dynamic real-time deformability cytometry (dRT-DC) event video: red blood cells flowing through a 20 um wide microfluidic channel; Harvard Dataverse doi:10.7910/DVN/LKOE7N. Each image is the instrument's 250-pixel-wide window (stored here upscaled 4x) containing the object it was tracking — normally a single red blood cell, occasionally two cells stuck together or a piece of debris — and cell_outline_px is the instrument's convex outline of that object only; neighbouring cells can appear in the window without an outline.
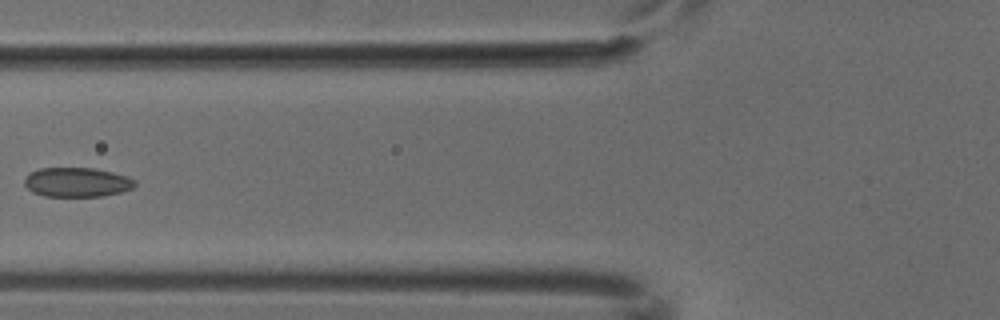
{"species": "common noctule bat (a hibernating species)", "species_latin": "Nyctalus noctula", "temperature_condition": "cold", "stored_images_in_passage": 7, "camera_frame_rate_fps": 3000, "um_per_image_px": 0.085, "animal": {"sex": "male", "body_mass_g": 18.8}, "frame": {"image": 1, "passage_image": 6, "time_ms": 1.667, "image_size_px": [1000, 320], "cell_outline_px": [[136, 184], [132, 188], [120, 192], [104, 196], [44, 196], [32, 192], [24, 184], [24, 180], [28, 172], [40, 168], [92, 168], [112, 172], [128, 176], [136, 180]], "centroid_in_image_um": [6.53, 15.48], "position_along_channel_um": 119.3, "area_um2": 19.02}}
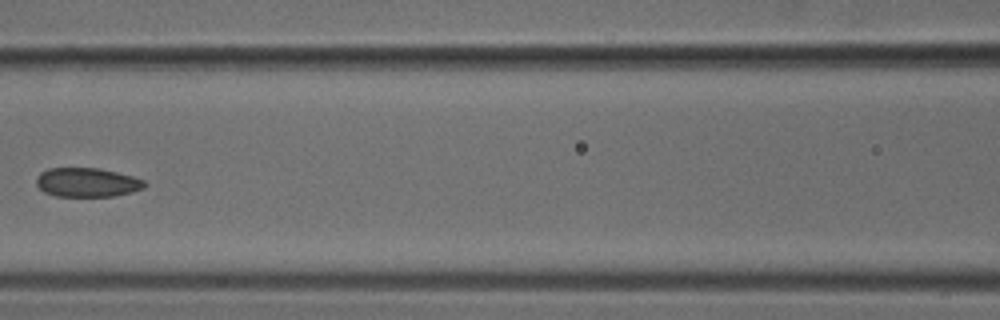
{"frame": {"image": 2, "passage_image": 7, "time_ms": 2.0, "image_size_px": [1000, 320], "cell_outline_px": [[144, 188], [132, 192], [112, 196], [56, 196], [44, 192], [36, 184], [36, 180], [40, 172], [48, 168], [100, 168], [132, 176], [144, 180]], "centroid_in_image_um": [7.38, 15.5], "position_along_channel_um": 159.2, "area_um2": 18.26}}